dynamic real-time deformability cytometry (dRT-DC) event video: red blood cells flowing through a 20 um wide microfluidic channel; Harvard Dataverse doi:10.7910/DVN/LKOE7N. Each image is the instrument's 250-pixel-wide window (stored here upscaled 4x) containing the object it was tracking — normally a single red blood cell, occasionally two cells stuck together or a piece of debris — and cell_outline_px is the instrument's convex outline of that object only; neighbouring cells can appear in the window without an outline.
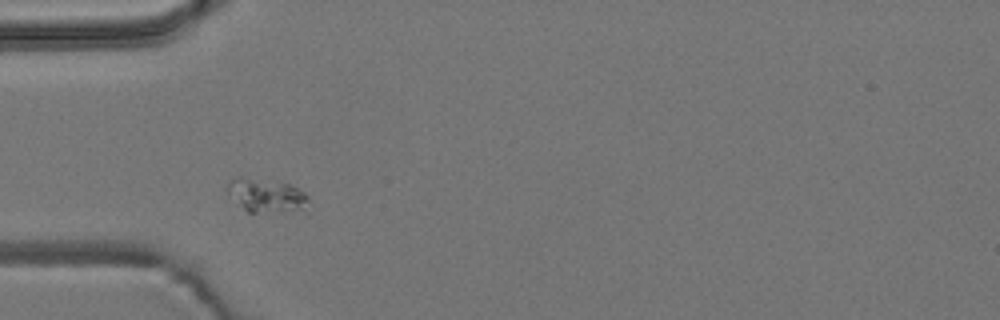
{"species": "common noctule bat (a hibernating species)", "species_latin": "Nyctalus noctula", "temperature_condition": "room temperature", "stored_images_in_passage": 32, "camera_frame_rate_fps": 3000, "um_per_image_px": 0.085, "animal": {"sex": "male", "body_mass_g": 19.2, "forearm_length_mm": 51.8}, "frame": {"image": 1, "passage_image": 6, "time_ms": 1.667, "image_size_px": [1000, 320], "cell_outline_px": [[308, 200], [300, 208], [284, 212], [248, 212], [228, 196], [224, 188], [232, 180], [240, 176], [292, 184], [304, 192], [308, 196]], "centroid_in_image_um": [22.55, 16.59], "position_along_channel_um": 62.5, "area_um2": 15.78}}
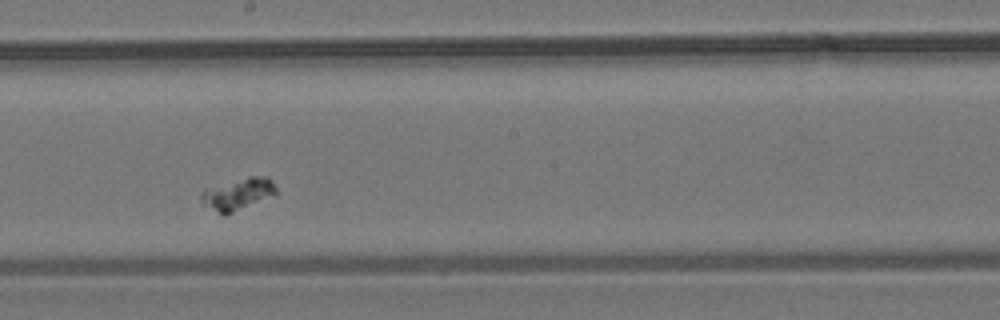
{"frame": {"image": 2, "passage_image": 20, "time_ms": 6.333, "image_size_px": [1000, 320], "cell_outline_px": [[276, 196], [224, 216], [204, 204], [200, 200], [200, 192], [204, 188], [248, 176], [268, 176], [272, 180], [276, 188]], "centroid_in_image_um": [20.24, 16.49], "position_along_channel_um": 228.0, "area_um2": 14.33}}
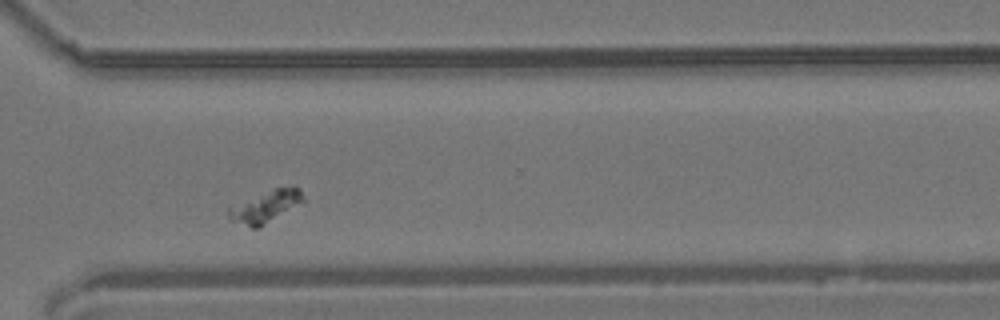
{"frame": {"image": 3, "passage_image": 30, "time_ms": 9.667, "image_size_px": [1000, 320], "cell_outline_px": [[304, 200], [260, 228], [252, 228], [232, 220], [228, 216], [228, 204], [276, 188], [292, 184], [300, 188], [304, 196]], "centroid_in_image_um": [22.53, 17.52], "position_along_channel_um": 348.1, "area_um2": 14.1}}